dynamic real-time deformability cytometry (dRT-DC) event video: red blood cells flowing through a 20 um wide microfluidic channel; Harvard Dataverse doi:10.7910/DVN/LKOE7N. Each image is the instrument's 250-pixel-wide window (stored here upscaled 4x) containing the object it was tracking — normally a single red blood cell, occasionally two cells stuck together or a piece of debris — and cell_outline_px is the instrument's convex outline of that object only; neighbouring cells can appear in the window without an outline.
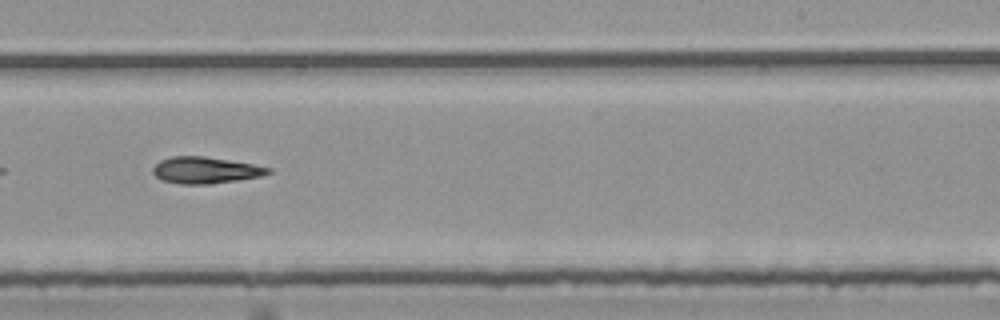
{"species": "common noctule bat (a hibernating species)", "species_latin": "Nyctalus noctula", "temperature_condition": "room temperature", "stored_images_in_passage": 32, "camera_frame_rate_fps": 3000, "um_per_image_px": 0.085, "animal": {"sex": "female", "body_mass_g": 25.1}, "frame": {"image": 1, "passage_image": 19, "time_ms": 6.0, "image_size_px": [1000, 320], "cell_outline_px": [[272, 172], [260, 176], [236, 180], [208, 184], [180, 184], [164, 180], [156, 176], [152, 172], [152, 168], [160, 160], [172, 156], [204, 156], [252, 164], [272, 168]], "centroid_in_image_um": [17.45, 14.46], "position_along_channel_um": 271.6, "area_um2": 17.63}}